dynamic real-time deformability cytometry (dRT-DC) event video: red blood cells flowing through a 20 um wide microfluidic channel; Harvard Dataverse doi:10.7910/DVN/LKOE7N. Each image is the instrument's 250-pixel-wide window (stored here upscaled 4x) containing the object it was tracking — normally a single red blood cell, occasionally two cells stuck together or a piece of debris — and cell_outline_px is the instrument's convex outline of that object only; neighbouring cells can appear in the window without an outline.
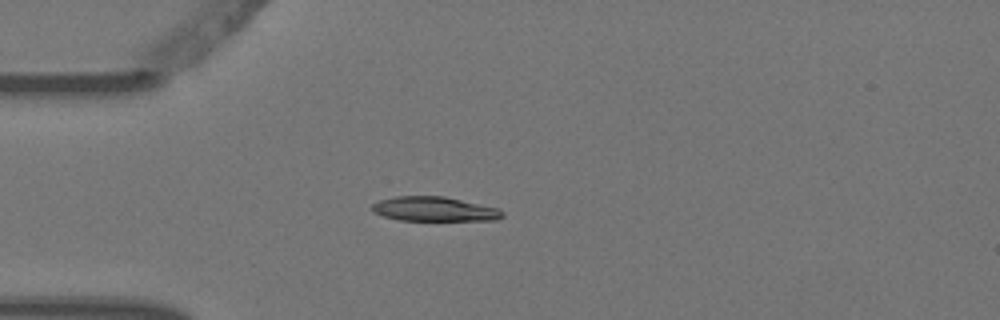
{"species": "Egyptian fruit bat (a non-hibernating species)", "species_latin": "Rousettus aegyptiacus", "temperature_condition": "warm", "stored_images_in_passage": 3, "camera_frame_rate_fps": 3000, "um_per_image_px": 0.085, "animal": {"sex": "female"}, "frame": {"image": 1, "passage_image": 3, "time_ms": 0.667, "image_size_px": [1000, 320], "cell_outline_px": [[504, 216], [496, 220], [400, 220], [384, 216], [372, 212], [372, 204], [380, 200], [396, 196], [444, 196], [500, 208], [504, 212]], "centroid_in_image_um": [36.95, 17.77], "position_along_channel_um": 48.1, "area_um2": 18.61}}